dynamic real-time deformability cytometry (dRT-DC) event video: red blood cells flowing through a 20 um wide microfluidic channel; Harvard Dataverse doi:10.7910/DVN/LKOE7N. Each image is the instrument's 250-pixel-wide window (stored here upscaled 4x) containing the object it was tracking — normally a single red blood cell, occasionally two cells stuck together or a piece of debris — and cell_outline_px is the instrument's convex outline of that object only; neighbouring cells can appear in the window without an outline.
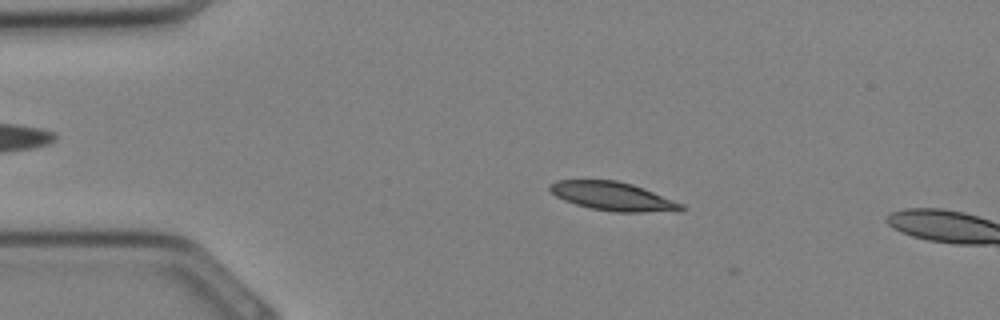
{"species": "Egyptian fruit bat (a non-hibernating species)", "species_latin": "Rousettus aegyptiacus", "temperature_condition": "cold", "stored_images_in_passage": 8, "camera_frame_rate_fps": 3000, "um_per_image_px": 0.085, "animal": {"sex": "female"}, "frame": {"image": 1, "passage_image": 7, "time_ms": 2.0, "image_size_px": [1000, 320], "cell_outline_px": [[684, 208], [680, 212], [616, 212], [592, 208], [576, 204], [564, 200], [556, 196], [548, 188], [548, 184], [556, 180], [616, 180], [632, 184], [644, 188], [684, 204]], "centroid_in_image_um": [52.13, 16.69], "position_along_channel_um": 32.9, "area_um2": 22.02}}